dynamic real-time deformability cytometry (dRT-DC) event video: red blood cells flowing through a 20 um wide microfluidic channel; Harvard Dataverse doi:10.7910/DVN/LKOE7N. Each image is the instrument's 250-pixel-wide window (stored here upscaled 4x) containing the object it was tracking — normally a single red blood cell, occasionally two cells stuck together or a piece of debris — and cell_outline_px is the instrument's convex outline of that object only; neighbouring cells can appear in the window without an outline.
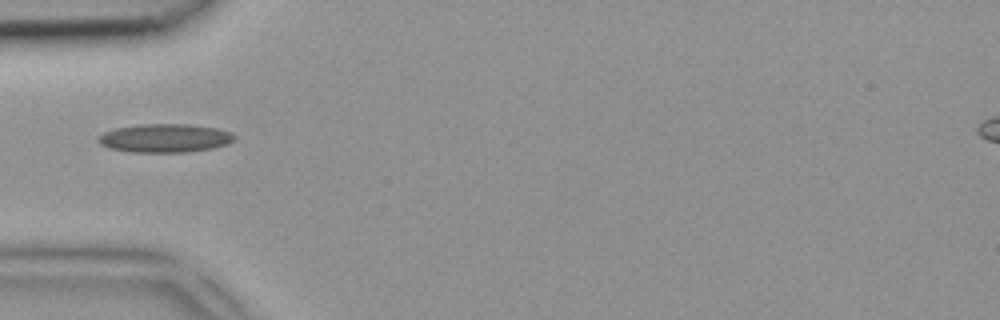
{"species": "common noctule bat (a hibernating species)", "species_latin": "Nyctalus noctula", "temperature_condition": "room temperature", "stored_images_in_passage": 1, "camera_frame_rate_fps": 3000, "um_per_image_px": 0.085, "animal": {"sex": "female", "body_mass_g": 18.4}, "frame": {"image": 1, "passage_image": 1, "time_ms": 0.0, "image_size_px": [1000, 320], "cell_outline_px": [[236, 136], [228, 144], [212, 148], [184, 152], [132, 152], [108, 148], [100, 144], [96, 140], [104, 132], [116, 128], [140, 124], [188, 124], [216, 128], [232, 132]], "centroid_in_image_um": [14.01, 11.74], "position_along_channel_um": 71.0, "area_um2": 22.6}}